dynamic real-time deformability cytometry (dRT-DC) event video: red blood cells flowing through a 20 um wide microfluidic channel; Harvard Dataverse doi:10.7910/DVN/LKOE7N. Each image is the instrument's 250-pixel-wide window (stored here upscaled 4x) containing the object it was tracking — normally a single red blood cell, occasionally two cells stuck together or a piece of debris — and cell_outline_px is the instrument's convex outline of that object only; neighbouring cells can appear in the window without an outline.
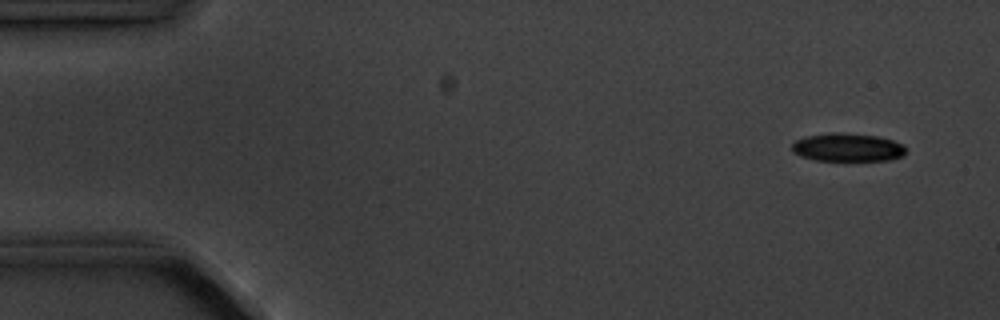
{"species": "common noctule bat (a hibernating species)", "species_latin": "Nyctalus noctula", "temperature_condition": "cold", "stored_images_in_passage": 7, "camera_frame_rate_fps": 3000, "um_per_image_px": 0.085, "animal": {"sex": "male", "body_mass_g": 20.1, "forearm_length_mm": 53.5}, "frame": {"image": 1, "passage_image": 1, "time_ms": 0.0, "image_size_px": [1000, 320], "cell_outline_px": [[904, 156], [888, 160], [844, 164], [816, 160], [800, 156], [792, 152], [792, 144], [796, 140], [804, 136], [832, 132], [844, 132], [876, 136], [892, 140], [900, 144], [904, 148]], "centroid_in_image_um": [72.0, 12.58], "position_along_channel_um": 13.0, "area_um2": 19.71}}